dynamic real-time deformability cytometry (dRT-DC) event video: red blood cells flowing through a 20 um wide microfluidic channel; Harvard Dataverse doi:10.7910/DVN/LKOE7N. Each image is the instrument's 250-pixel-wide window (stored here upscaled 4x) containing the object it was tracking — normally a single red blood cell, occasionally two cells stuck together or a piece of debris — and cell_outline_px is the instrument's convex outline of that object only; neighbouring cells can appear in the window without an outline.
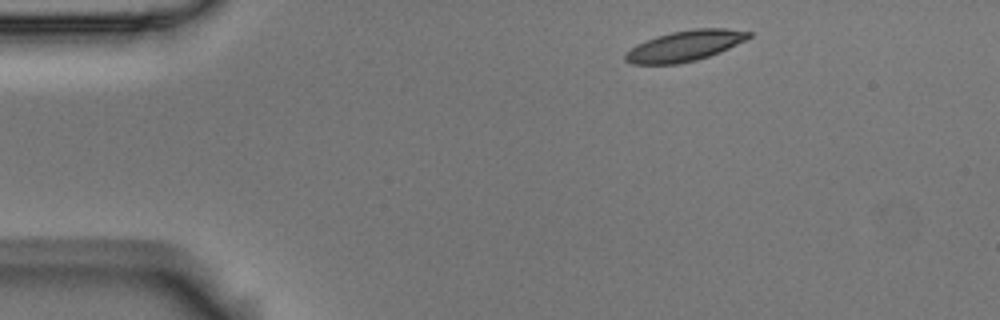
{"species": "Egyptian fruit bat (a non-hibernating species)", "species_latin": "Rousettus aegyptiacus", "temperature_condition": "room temperature", "stored_images_in_passage": 3, "camera_frame_rate_fps": 3000, "um_per_image_px": 0.085, "animal": {"sex": "male"}, "frame": {"image": 1, "passage_image": 1, "time_ms": 0.0, "image_size_px": [1000, 320], "cell_outline_px": [[752, 36], [720, 52], [696, 60], [676, 64], [632, 64], [624, 60], [624, 52], [636, 44], [656, 36], [672, 32], [696, 28], [724, 28], [752, 32]], "centroid_in_image_um": [58.16, 3.9], "position_along_channel_um": 26.8, "area_um2": 21.96}}